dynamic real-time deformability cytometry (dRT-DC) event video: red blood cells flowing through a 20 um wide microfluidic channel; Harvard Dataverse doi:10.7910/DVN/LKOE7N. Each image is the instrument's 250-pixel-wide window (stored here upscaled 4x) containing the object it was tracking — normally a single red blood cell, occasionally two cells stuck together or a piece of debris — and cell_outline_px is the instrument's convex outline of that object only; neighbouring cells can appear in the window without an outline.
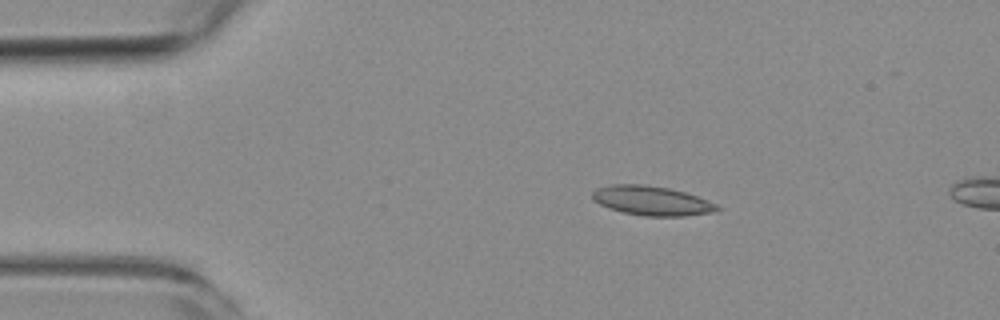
{"species": "common noctule bat (a hibernating species)", "species_latin": "Nyctalus noctula", "temperature_condition": "room temperature", "stored_images_in_passage": 4, "camera_frame_rate_fps": 3000, "um_per_image_px": 0.085, "animal": {"sex": "female", "body_mass_g": 19.3, "forearm_length_mm": 54.1}, "frame": {"image": 1, "passage_image": 2, "time_ms": 1.333, "image_size_px": [1000, 320], "cell_outline_px": [[724, 208], [712, 212], [684, 216], [644, 216], [624, 212], [608, 208], [592, 200], [592, 192], [596, 188], [612, 184], [644, 184], [668, 188], [684, 192], [708, 200]], "centroid_in_image_um": [55.39, 17.06], "position_along_channel_um": 29.6, "area_um2": 21.39}}